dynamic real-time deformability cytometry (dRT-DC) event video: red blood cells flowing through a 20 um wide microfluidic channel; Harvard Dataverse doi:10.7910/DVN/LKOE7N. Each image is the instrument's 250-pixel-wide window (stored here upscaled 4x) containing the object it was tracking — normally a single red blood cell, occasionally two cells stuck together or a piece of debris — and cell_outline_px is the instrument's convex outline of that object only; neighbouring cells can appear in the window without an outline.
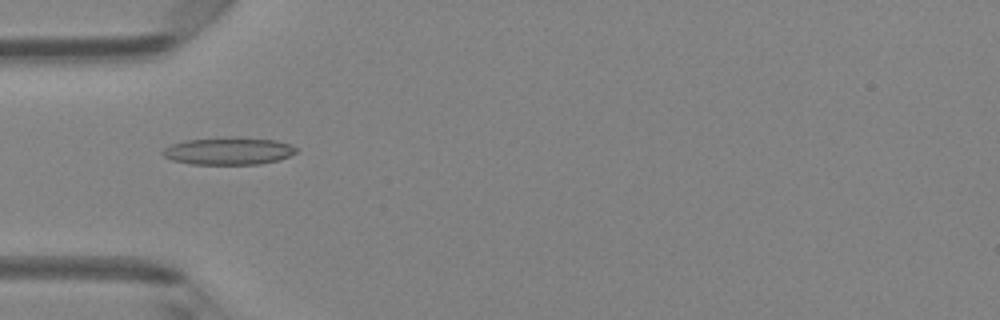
{"species": "Egyptian fruit bat (a non-hibernating species)", "species_latin": "Rousettus aegyptiacus", "temperature_condition": "room temperature", "stored_images_in_passage": 1, "camera_frame_rate_fps": 3000, "um_per_image_px": 0.085, "animal": {"sex": "female"}, "frame": {"image": 1, "passage_image": 1, "time_ms": 0.0, "image_size_px": [1000, 320], "cell_outline_px": [[296, 152], [280, 160], [260, 164], [192, 164], [172, 160], [164, 156], [160, 152], [164, 148], [172, 144], [188, 140], [232, 136], [236, 136], [276, 140], [292, 144], [296, 148]], "centroid_in_image_um": [19.45, 12.82], "position_along_channel_um": 65.6, "area_um2": 21.5}}